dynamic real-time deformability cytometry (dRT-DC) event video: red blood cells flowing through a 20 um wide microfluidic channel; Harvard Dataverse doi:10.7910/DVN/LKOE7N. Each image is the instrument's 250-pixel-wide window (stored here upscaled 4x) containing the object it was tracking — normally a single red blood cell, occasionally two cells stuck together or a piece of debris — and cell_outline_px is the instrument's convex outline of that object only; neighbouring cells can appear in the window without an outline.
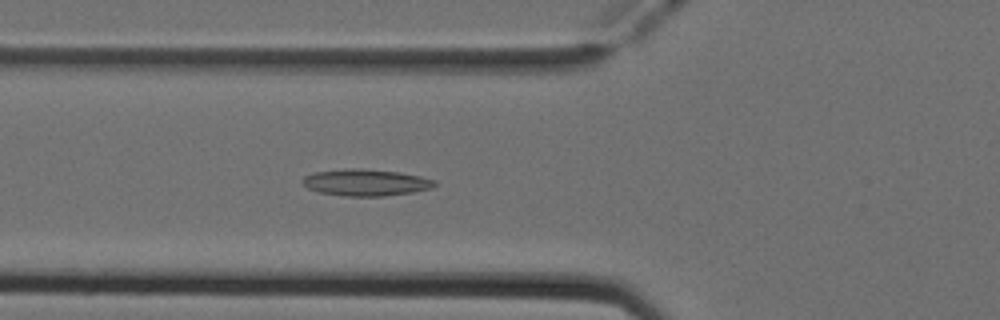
{"species": "Egyptian fruit bat (a non-hibernating species)", "species_latin": "Rousettus aegyptiacus", "temperature_condition": "cold", "stored_images_in_passage": 36, "camera_frame_rate_fps": 3000, "um_per_image_px": 0.085, "animal": {"sex": "female"}, "frame": {"image": 1, "passage_image": 4, "time_ms": 1.0, "image_size_px": [1000, 320], "cell_outline_px": [[436, 184], [432, 188], [412, 192], [384, 196], [344, 196], [320, 192], [308, 188], [300, 180], [304, 176], [316, 172], [348, 168], [356, 168], [400, 172], [420, 176], [436, 180]], "centroid_in_image_um": [31.1, 15.51], "position_along_channel_um": 94.7, "area_um2": 20.46}}
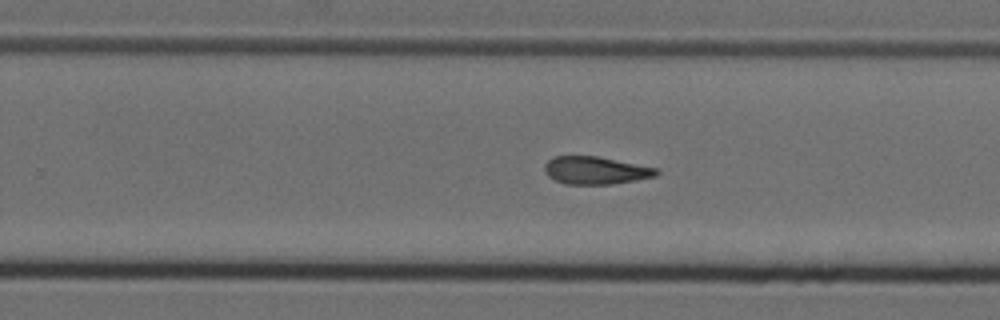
{"frame": {"image": 2, "passage_image": 18, "time_ms": 5.667, "image_size_px": [1000, 320], "cell_outline_px": [[660, 172], [656, 176], [636, 180], [612, 184], [564, 184], [548, 176], [544, 172], [544, 164], [552, 156], [596, 156], [656, 168]], "centroid_in_image_um": [50.58, 14.48], "position_along_channel_um": 279.2, "area_um2": 17.98}}
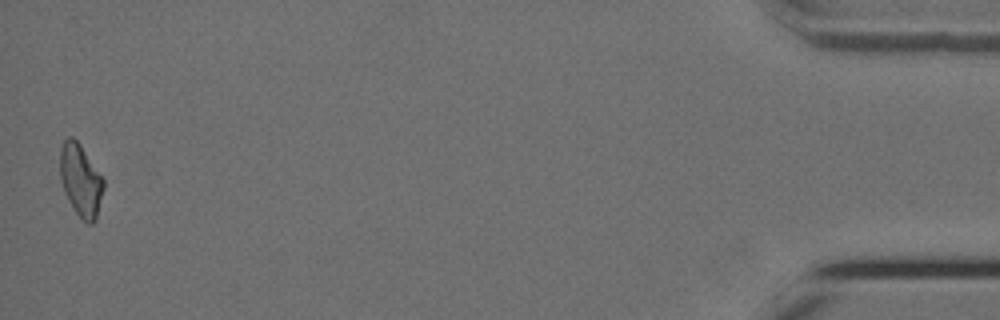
{"frame": {"image": 3, "passage_image": 36, "time_ms": 11.667, "image_size_px": [1000, 320], "cell_outline_px": [[104, 188], [96, 220], [92, 224], [88, 224], [76, 212], [68, 200], [60, 180], [60, 148], [64, 140], [68, 136], [72, 136], [80, 144], [104, 180]], "centroid_in_image_um": [6.85, 15.32], "position_along_channel_um": 428.3, "area_um2": 18.21}, "authors_computed_cell_mechanics": {"area_um2": 18.2648, "velocity_mm_per_s": 3.9536, "shape_relaxation_time_tau1_ms": null, "shape_relaxation_time_tau2_ms": 7.5869, "deformation_change_tau1": null, "deformation_change_tau2": 0.1895}}